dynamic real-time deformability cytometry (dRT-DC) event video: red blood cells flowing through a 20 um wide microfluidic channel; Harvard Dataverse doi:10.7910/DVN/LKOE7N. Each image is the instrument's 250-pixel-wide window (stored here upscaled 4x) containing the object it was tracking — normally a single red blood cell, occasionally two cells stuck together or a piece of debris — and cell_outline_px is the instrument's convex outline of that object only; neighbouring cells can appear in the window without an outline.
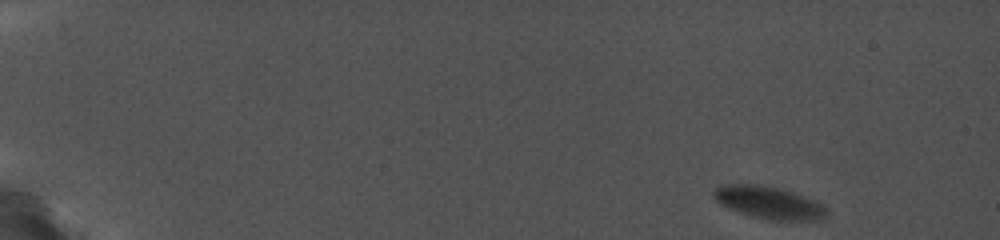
{"species": "common noctule bat (a hibernating species)", "species_latin": "Nyctalus noctula", "temperature_condition": "cold", "stored_images_in_passage": 77, "camera_frame_rate_fps": 5000, "um_per_image_px": 0.085, "animal": {"sex": "female", "body_mass_g": 19.0, "forearm_length_mm": 56.7}, "frame": {"image": 1, "passage_image": 1, "time_ms": 0.0, "image_size_px": [1000, 240], "cell_outline_px": [[828, 216], [820, 220], [768, 220], [752, 216], [728, 208], [720, 204], [712, 196], [712, 192], [720, 184], [756, 184], [776, 188], [792, 192], [816, 200], [824, 204], [828, 208]], "centroid_in_image_um": [65.38, 17.23], "position_along_channel_um": 19.6, "area_um2": 21.5}}
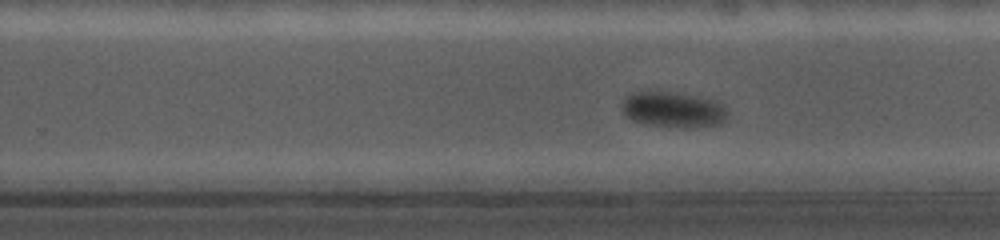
{"frame": {"image": 2, "passage_image": 60, "time_ms": 11.4, "image_size_px": [1000, 240], "cell_outline_px": [[728, 120], [720, 124], [696, 128], [676, 128], [644, 124], [632, 120], [624, 116], [624, 100], [632, 96], [648, 92], [680, 96], [708, 100], [720, 104], [728, 112]], "centroid_in_image_um": [57.28, 9.44], "position_along_channel_um": 272.5, "area_um2": 20.75}}
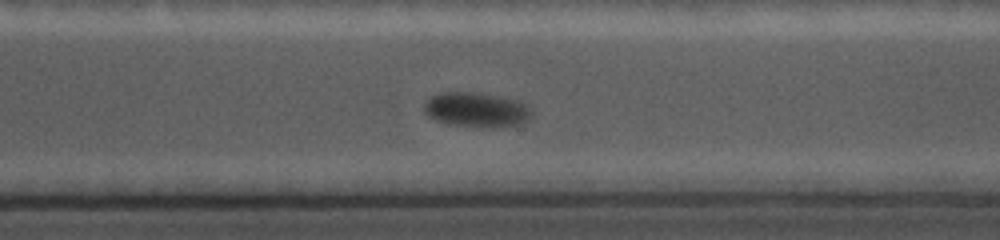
{"frame": {"image": 3, "passage_image": 70, "time_ms": 13.0, "image_size_px": [1000, 240], "cell_outline_px": [[532, 116], [524, 124], [492, 128], [476, 128], [436, 120], [428, 116], [424, 112], [424, 104], [432, 96], [456, 92], [484, 96], [524, 104], [532, 112]], "centroid_in_image_um": [40.48, 9.42], "position_along_channel_um": 330.1, "area_um2": 20.58}}